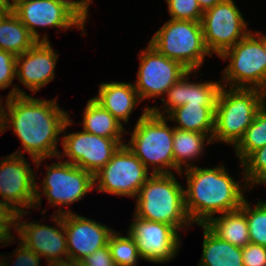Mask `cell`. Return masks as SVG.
<instances>
[{"mask_svg": "<svg viewBox=\"0 0 266 266\" xmlns=\"http://www.w3.org/2000/svg\"><path fill=\"white\" fill-rule=\"evenodd\" d=\"M11 10V8H0V22L5 17V15Z\"/></svg>", "mask_w": 266, "mask_h": 266, "instance_id": "obj_41", "label": "cell"}, {"mask_svg": "<svg viewBox=\"0 0 266 266\" xmlns=\"http://www.w3.org/2000/svg\"><path fill=\"white\" fill-rule=\"evenodd\" d=\"M3 102L5 104H3ZM5 110H6V100L3 101V98H1V95H0V135H2L6 131L5 130Z\"/></svg>", "mask_w": 266, "mask_h": 266, "instance_id": "obj_38", "label": "cell"}, {"mask_svg": "<svg viewBox=\"0 0 266 266\" xmlns=\"http://www.w3.org/2000/svg\"><path fill=\"white\" fill-rule=\"evenodd\" d=\"M151 175L150 170L123 144L111 160L94 174V186L97 185L94 190L134 199Z\"/></svg>", "mask_w": 266, "mask_h": 266, "instance_id": "obj_9", "label": "cell"}, {"mask_svg": "<svg viewBox=\"0 0 266 266\" xmlns=\"http://www.w3.org/2000/svg\"><path fill=\"white\" fill-rule=\"evenodd\" d=\"M243 266H266V247L249 243L242 247Z\"/></svg>", "mask_w": 266, "mask_h": 266, "instance_id": "obj_34", "label": "cell"}, {"mask_svg": "<svg viewBox=\"0 0 266 266\" xmlns=\"http://www.w3.org/2000/svg\"><path fill=\"white\" fill-rule=\"evenodd\" d=\"M241 177L253 189L266 183V145L252 152L242 163Z\"/></svg>", "mask_w": 266, "mask_h": 266, "instance_id": "obj_30", "label": "cell"}, {"mask_svg": "<svg viewBox=\"0 0 266 266\" xmlns=\"http://www.w3.org/2000/svg\"><path fill=\"white\" fill-rule=\"evenodd\" d=\"M6 3L8 4V6L12 9L13 7H15L20 1L23 0H5Z\"/></svg>", "mask_w": 266, "mask_h": 266, "instance_id": "obj_42", "label": "cell"}, {"mask_svg": "<svg viewBox=\"0 0 266 266\" xmlns=\"http://www.w3.org/2000/svg\"><path fill=\"white\" fill-rule=\"evenodd\" d=\"M18 212L8 203L0 199V227L11 237L14 236L12 230L16 232Z\"/></svg>", "mask_w": 266, "mask_h": 266, "instance_id": "obj_35", "label": "cell"}, {"mask_svg": "<svg viewBox=\"0 0 266 266\" xmlns=\"http://www.w3.org/2000/svg\"><path fill=\"white\" fill-rule=\"evenodd\" d=\"M82 120L83 131L90 134L106 138H124L126 134L124 125L93 98L87 101Z\"/></svg>", "mask_w": 266, "mask_h": 266, "instance_id": "obj_25", "label": "cell"}, {"mask_svg": "<svg viewBox=\"0 0 266 266\" xmlns=\"http://www.w3.org/2000/svg\"><path fill=\"white\" fill-rule=\"evenodd\" d=\"M134 199V215L141 219L169 224L178 231L193 224L185 209L184 185L174 173L152 174Z\"/></svg>", "mask_w": 266, "mask_h": 266, "instance_id": "obj_3", "label": "cell"}, {"mask_svg": "<svg viewBox=\"0 0 266 266\" xmlns=\"http://www.w3.org/2000/svg\"><path fill=\"white\" fill-rule=\"evenodd\" d=\"M225 168L195 165L178 174L186 178L185 209L193 224H205L216 214L240 209L246 199L244 192L252 189L246 181H236Z\"/></svg>", "mask_w": 266, "mask_h": 266, "instance_id": "obj_2", "label": "cell"}, {"mask_svg": "<svg viewBox=\"0 0 266 266\" xmlns=\"http://www.w3.org/2000/svg\"><path fill=\"white\" fill-rule=\"evenodd\" d=\"M64 229L68 261L72 264L80 263L85 257L108 245L111 234L116 230L76 212L64 214Z\"/></svg>", "mask_w": 266, "mask_h": 266, "instance_id": "obj_17", "label": "cell"}, {"mask_svg": "<svg viewBox=\"0 0 266 266\" xmlns=\"http://www.w3.org/2000/svg\"><path fill=\"white\" fill-rule=\"evenodd\" d=\"M36 42L37 40L12 10L1 20L0 50L17 56L28 51Z\"/></svg>", "mask_w": 266, "mask_h": 266, "instance_id": "obj_26", "label": "cell"}, {"mask_svg": "<svg viewBox=\"0 0 266 266\" xmlns=\"http://www.w3.org/2000/svg\"><path fill=\"white\" fill-rule=\"evenodd\" d=\"M19 244L15 251H13V256L16 257L14 260L13 265H9L11 260L5 257H0V266H41V257L37 255L34 251H31L27 247H25L21 242L17 243Z\"/></svg>", "mask_w": 266, "mask_h": 266, "instance_id": "obj_33", "label": "cell"}, {"mask_svg": "<svg viewBox=\"0 0 266 266\" xmlns=\"http://www.w3.org/2000/svg\"><path fill=\"white\" fill-rule=\"evenodd\" d=\"M165 117L156 116L150 106L143 109L133 128L126 131L130 140L125 145L152 174L174 173V127L168 126ZM130 132V133H129Z\"/></svg>", "mask_w": 266, "mask_h": 266, "instance_id": "obj_4", "label": "cell"}, {"mask_svg": "<svg viewBox=\"0 0 266 266\" xmlns=\"http://www.w3.org/2000/svg\"><path fill=\"white\" fill-rule=\"evenodd\" d=\"M19 150L0 161V197L18 213L29 212L35 206L36 173Z\"/></svg>", "mask_w": 266, "mask_h": 266, "instance_id": "obj_15", "label": "cell"}, {"mask_svg": "<svg viewBox=\"0 0 266 266\" xmlns=\"http://www.w3.org/2000/svg\"><path fill=\"white\" fill-rule=\"evenodd\" d=\"M0 8H10L5 0H0Z\"/></svg>", "mask_w": 266, "mask_h": 266, "instance_id": "obj_43", "label": "cell"}, {"mask_svg": "<svg viewBox=\"0 0 266 266\" xmlns=\"http://www.w3.org/2000/svg\"><path fill=\"white\" fill-rule=\"evenodd\" d=\"M202 256L197 266H243L242 248L214 235L204 224Z\"/></svg>", "mask_w": 266, "mask_h": 266, "instance_id": "obj_22", "label": "cell"}, {"mask_svg": "<svg viewBox=\"0 0 266 266\" xmlns=\"http://www.w3.org/2000/svg\"><path fill=\"white\" fill-rule=\"evenodd\" d=\"M149 44L188 71H198L204 58L212 57L204 42L201 22L169 19L156 31Z\"/></svg>", "mask_w": 266, "mask_h": 266, "instance_id": "obj_8", "label": "cell"}, {"mask_svg": "<svg viewBox=\"0 0 266 266\" xmlns=\"http://www.w3.org/2000/svg\"><path fill=\"white\" fill-rule=\"evenodd\" d=\"M215 108L216 104L187 103L170 111L165 118L177 123L174 128L206 134L212 139Z\"/></svg>", "mask_w": 266, "mask_h": 266, "instance_id": "obj_21", "label": "cell"}, {"mask_svg": "<svg viewBox=\"0 0 266 266\" xmlns=\"http://www.w3.org/2000/svg\"><path fill=\"white\" fill-rule=\"evenodd\" d=\"M16 237L11 238L1 227H0V247L8 246V244H13L16 241ZM12 242V243H11ZM5 243V244H4Z\"/></svg>", "mask_w": 266, "mask_h": 266, "instance_id": "obj_39", "label": "cell"}, {"mask_svg": "<svg viewBox=\"0 0 266 266\" xmlns=\"http://www.w3.org/2000/svg\"><path fill=\"white\" fill-rule=\"evenodd\" d=\"M223 0H198V4L200 6V8L202 9V11H206L209 8H212L214 5H216L217 3L221 2Z\"/></svg>", "mask_w": 266, "mask_h": 266, "instance_id": "obj_40", "label": "cell"}, {"mask_svg": "<svg viewBox=\"0 0 266 266\" xmlns=\"http://www.w3.org/2000/svg\"><path fill=\"white\" fill-rule=\"evenodd\" d=\"M234 0H223L203 12L201 26L208 52L218 58L251 30Z\"/></svg>", "mask_w": 266, "mask_h": 266, "instance_id": "obj_11", "label": "cell"}, {"mask_svg": "<svg viewBox=\"0 0 266 266\" xmlns=\"http://www.w3.org/2000/svg\"><path fill=\"white\" fill-rule=\"evenodd\" d=\"M209 144H213V142L206 134L175 128L173 137L174 173L175 170L179 174L181 171L195 166L192 162L205 153L206 146Z\"/></svg>", "mask_w": 266, "mask_h": 266, "instance_id": "obj_23", "label": "cell"}, {"mask_svg": "<svg viewBox=\"0 0 266 266\" xmlns=\"http://www.w3.org/2000/svg\"><path fill=\"white\" fill-rule=\"evenodd\" d=\"M57 159L60 161L53 162L50 166L45 164L46 173L43 181L40 185L35 183L34 209H40L43 194L48 204L57 208L54 214L64 215L73 211L62 209L61 206L76 204L94 190V175L74 164L62 161V158L57 157Z\"/></svg>", "mask_w": 266, "mask_h": 266, "instance_id": "obj_7", "label": "cell"}, {"mask_svg": "<svg viewBox=\"0 0 266 266\" xmlns=\"http://www.w3.org/2000/svg\"><path fill=\"white\" fill-rule=\"evenodd\" d=\"M169 19L201 22L203 11L198 0H166Z\"/></svg>", "mask_w": 266, "mask_h": 266, "instance_id": "obj_32", "label": "cell"}, {"mask_svg": "<svg viewBox=\"0 0 266 266\" xmlns=\"http://www.w3.org/2000/svg\"><path fill=\"white\" fill-rule=\"evenodd\" d=\"M27 214L30 212L19 213L17 217L16 232L19 242L47 260L49 266L68 264L64 215H52L51 221L54 222V226L56 225L53 227L41 224V219L38 222L23 221L22 218Z\"/></svg>", "mask_w": 266, "mask_h": 266, "instance_id": "obj_12", "label": "cell"}, {"mask_svg": "<svg viewBox=\"0 0 266 266\" xmlns=\"http://www.w3.org/2000/svg\"><path fill=\"white\" fill-rule=\"evenodd\" d=\"M16 78V56L8 51L0 50V90L13 87L7 97L15 95H29L17 84H13ZM17 85V86H16Z\"/></svg>", "mask_w": 266, "mask_h": 266, "instance_id": "obj_31", "label": "cell"}, {"mask_svg": "<svg viewBox=\"0 0 266 266\" xmlns=\"http://www.w3.org/2000/svg\"><path fill=\"white\" fill-rule=\"evenodd\" d=\"M73 124L75 123L70 116L62 131L60 145H62L63 151L59 152L58 157L66 159V162L74 164L93 175L111 160L121 145L125 144L124 138H106L83 130L66 134L67 127Z\"/></svg>", "mask_w": 266, "mask_h": 266, "instance_id": "obj_10", "label": "cell"}, {"mask_svg": "<svg viewBox=\"0 0 266 266\" xmlns=\"http://www.w3.org/2000/svg\"><path fill=\"white\" fill-rule=\"evenodd\" d=\"M197 71H187L164 95L161 100L163 108L152 106L150 111L156 116L165 117L173 109L184 104H216L222 87L221 81L192 82ZM166 97V98H165ZM163 110V111H161Z\"/></svg>", "mask_w": 266, "mask_h": 266, "instance_id": "obj_19", "label": "cell"}, {"mask_svg": "<svg viewBox=\"0 0 266 266\" xmlns=\"http://www.w3.org/2000/svg\"><path fill=\"white\" fill-rule=\"evenodd\" d=\"M57 59L50 41H37L28 51L16 56V78L35 94L54 80Z\"/></svg>", "mask_w": 266, "mask_h": 266, "instance_id": "obj_18", "label": "cell"}, {"mask_svg": "<svg viewBox=\"0 0 266 266\" xmlns=\"http://www.w3.org/2000/svg\"><path fill=\"white\" fill-rule=\"evenodd\" d=\"M77 266H84L81 262L76 264Z\"/></svg>", "mask_w": 266, "mask_h": 266, "instance_id": "obj_45", "label": "cell"}, {"mask_svg": "<svg viewBox=\"0 0 266 266\" xmlns=\"http://www.w3.org/2000/svg\"><path fill=\"white\" fill-rule=\"evenodd\" d=\"M67 7L84 25L90 18L89 7L93 0H54Z\"/></svg>", "mask_w": 266, "mask_h": 266, "instance_id": "obj_37", "label": "cell"}, {"mask_svg": "<svg viewBox=\"0 0 266 266\" xmlns=\"http://www.w3.org/2000/svg\"><path fill=\"white\" fill-rule=\"evenodd\" d=\"M98 94L92 97L120 123H128L134 109L141 104L138 92L130 82L101 83Z\"/></svg>", "mask_w": 266, "mask_h": 266, "instance_id": "obj_20", "label": "cell"}, {"mask_svg": "<svg viewBox=\"0 0 266 266\" xmlns=\"http://www.w3.org/2000/svg\"><path fill=\"white\" fill-rule=\"evenodd\" d=\"M245 199L240 209L245 213L250 243L266 247V200H258L255 207Z\"/></svg>", "mask_w": 266, "mask_h": 266, "instance_id": "obj_29", "label": "cell"}, {"mask_svg": "<svg viewBox=\"0 0 266 266\" xmlns=\"http://www.w3.org/2000/svg\"><path fill=\"white\" fill-rule=\"evenodd\" d=\"M219 58L229 60L220 78L222 86L260 89L266 93V55L262 32L254 34L250 31Z\"/></svg>", "mask_w": 266, "mask_h": 266, "instance_id": "obj_6", "label": "cell"}, {"mask_svg": "<svg viewBox=\"0 0 266 266\" xmlns=\"http://www.w3.org/2000/svg\"><path fill=\"white\" fill-rule=\"evenodd\" d=\"M140 64L134 88L141 101L165 95L188 71L179 62L160 54L149 43L138 54Z\"/></svg>", "mask_w": 266, "mask_h": 266, "instance_id": "obj_13", "label": "cell"}, {"mask_svg": "<svg viewBox=\"0 0 266 266\" xmlns=\"http://www.w3.org/2000/svg\"><path fill=\"white\" fill-rule=\"evenodd\" d=\"M264 50H265V55H266V34H264Z\"/></svg>", "mask_w": 266, "mask_h": 266, "instance_id": "obj_44", "label": "cell"}, {"mask_svg": "<svg viewBox=\"0 0 266 266\" xmlns=\"http://www.w3.org/2000/svg\"><path fill=\"white\" fill-rule=\"evenodd\" d=\"M12 11L37 41L50 40L47 33L41 38L37 28H57V32L64 33V30L77 28L81 35H86L85 25L67 7L54 0H23Z\"/></svg>", "mask_w": 266, "mask_h": 266, "instance_id": "obj_16", "label": "cell"}, {"mask_svg": "<svg viewBox=\"0 0 266 266\" xmlns=\"http://www.w3.org/2000/svg\"><path fill=\"white\" fill-rule=\"evenodd\" d=\"M204 225L218 238L235 246L242 248L250 243L248 222L241 209L213 216Z\"/></svg>", "mask_w": 266, "mask_h": 266, "instance_id": "obj_24", "label": "cell"}, {"mask_svg": "<svg viewBox=\"0 0 266 266\" xmlns=\"http://www.w3.org/2000/svg\"><path fill=\"white\" fill-rule=\"evenodd\" d=\"M81 263L84 266H116L109 245H106L85 257Z\"/></svg>", "mask_w": 266, "mask_h": 266, "instance_id": "obj_36", "label": "cell"}, {"mask_svg": "<svg viewBox=\"0 0 266 266\" xmlns=\"http://www.w3.org/2000/svg\"><path fill=\"white\" fill-rule=\"evenodd\" d=\"M136 242L141 259L150 263H168L180 252L181 235L175 227L133 215L127 232Z\"/></svg>", "mask_w": 266, "mask_h": 266, "instance_id": "obj_14", "label": "cell"}, {"mask_svg": "<svg viewBox=\"0 0 266 266\" xmlns=\"http://www.w3.org/2000/svg\"><path fill=\"white\" fill-rule=\"evenodd\" d=\"M265 102L266 93L260 89L222 86L215 108L212 142L234 147Z\"/></svg>", "mask_w": 266, "mask_h": 266, "instance_id": "obj_5", "label": "cell"}, {"mask_svg": "<svg viewBox=\"0 0 266 266\" xmlns=\"http://www.w3.org/2000/svg\"><path fill=\"white\" fill-rule=\"evenodd\" d=\"M55 99H39L32 95L6 97L5 130L13 129L23 150L38 169L46 158H57L66 121L71 113L63 110Z\"/></svg>", "mask_w": 266, "mask_h": 266, "instance_id": "obj_1", "label": "cell"}, {"mask_svg": "<svg viewBox=\"0 0 266 266\" xmlns=\"http://www.w3.org/2000/svg\"><path fill=\"white\" fill-rule=\"evenodd\" d=\"M266 145V102L257 111L243 137L233 147L241 164L252 152Z\"/></svg>", "mask_w": 266, "mask_h": 266, "instance_id": "obj_27", "label": "cell"}, {"mask_svg": "<svg viewBox=\"0 0 266 266\" xmlns=\"http://www.w3.org/2000/svg\"><path fill=\"white\" fill-rule=\"evenodd\" d=\"M112 258L116 266H137L140 254L136 242L127 233L122 235L119 231H114L108 241Z\"/></svg>", "mask_w": 266, "mask_h": 266, "instance_id": "obj_28", "label": "cell"}]
</instances>
